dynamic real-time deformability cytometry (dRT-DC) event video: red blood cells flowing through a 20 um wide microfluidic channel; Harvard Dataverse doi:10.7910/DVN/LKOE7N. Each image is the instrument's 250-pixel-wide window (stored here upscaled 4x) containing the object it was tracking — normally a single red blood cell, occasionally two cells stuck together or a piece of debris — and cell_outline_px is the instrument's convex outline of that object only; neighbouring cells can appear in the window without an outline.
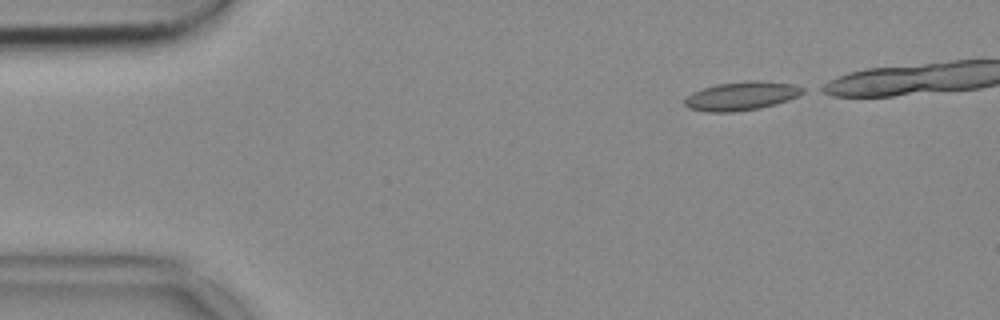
{"species": "common noctule bat (a hibernating species)", "species_latin": "Nyctalus noctula", "temperature_condition": "cold", "stored_images_in_passage": 37, "camera_frame_rate_fps": 3000, "um_per_image_px": 0.085, "animal": {"sex": "female", "body_mass_g": 18.4}, "frame": {"image": 1, "passage_image": 1, "time_ms": 0.0, "image_size_px": [1000, 320], "cell_outline_px": [[808, 92], [800, 96], [776, 104], [760, 108], [732, 112], [708, 112], [688, 108], [684, 104], [684, 100], [692, 92], [716, 84], [748, 80], [760, 80], [792, 84], [804, 88]], "centroid_in_image_um": [63.07, 8.15], "position_along_channel_um": 21.9, "area_um2": 19.94}}
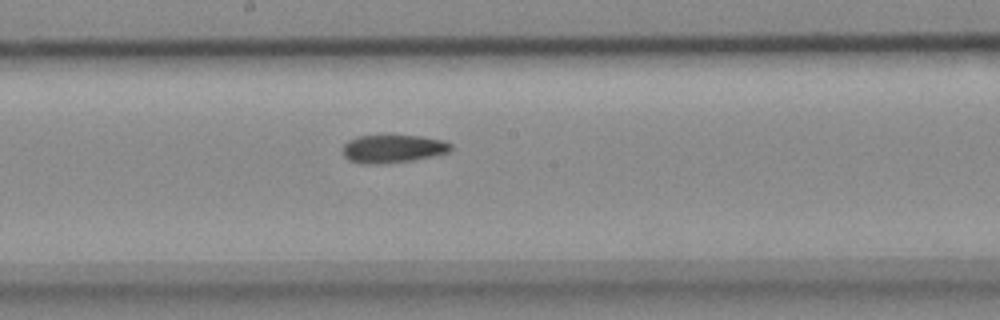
{"frame": {"image": 2, "passage_image": 22, "time_ms": 7.0, "image_size_px": [1000, 320], "cell_outline_px": [[452, 148], [448, 152], [412, 160], [376, 164], [364, 164], [348, 160], [344, 156], [344, 144], [348, 140], [356, 136], [420, 136], [444, 140], [452, 144]], "centroid_in_image_um": [33.38, 12.64], "position_along_channel_um": 214.8, "area_um2": 17.46}}
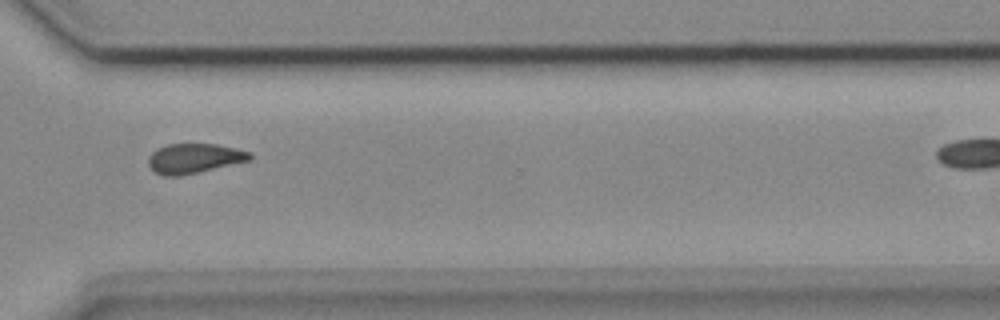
{"frame": {"image": 3, "passage_image": 33, "time_ms": 10.667, "image_size_px": [1000, 320], "cell_outline_px": [[252, 160], [180, 176], [164, 176], [156, 172], [148, 164], [148, 156], [156, 148], [168, 144], [216, 144], [236, 148], [252, 152]], "centroid_in_image_um": [16.52, 13.45], "position_along_channel_um": 354.1, "area_um2": 17.69}}